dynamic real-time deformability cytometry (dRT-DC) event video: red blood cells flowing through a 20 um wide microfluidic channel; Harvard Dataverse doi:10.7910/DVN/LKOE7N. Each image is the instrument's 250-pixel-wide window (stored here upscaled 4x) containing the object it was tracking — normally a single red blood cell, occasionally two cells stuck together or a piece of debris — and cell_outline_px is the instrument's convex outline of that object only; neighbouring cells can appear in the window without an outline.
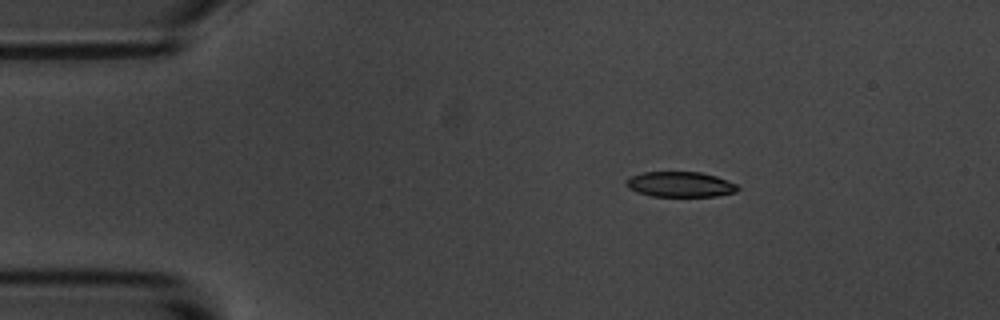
{"species": "common noctule bat (a hibernating species)", "species_latin": "Nyctalus noctula", "temperature_condition": "room temperature", "stored_images_in_passage": 4, "camera_frame_rate_fps": 3000, "um_per_image_px": 0.085, "animal": {"sex": "male", "body_mass_g": 20.1, "forearm_length_mm": 53.5}, "frame": {"image": 1, "passage_image": 2, "time_ms": 1.333, "image_size_px": [1000, 320], "cell_outline_px": [[740, 188], [736, 192], [716, 196], [652, 196], [636, 192], [628, 188], [624, 184], [624, 180], [628, 176], [644, 172], [700, 172], [716, 176], [736, 184]], "centroid_in_image_um": [57.76, 15.67], "position_along_channel_um": 27.2, "area_um2": 16.59}}
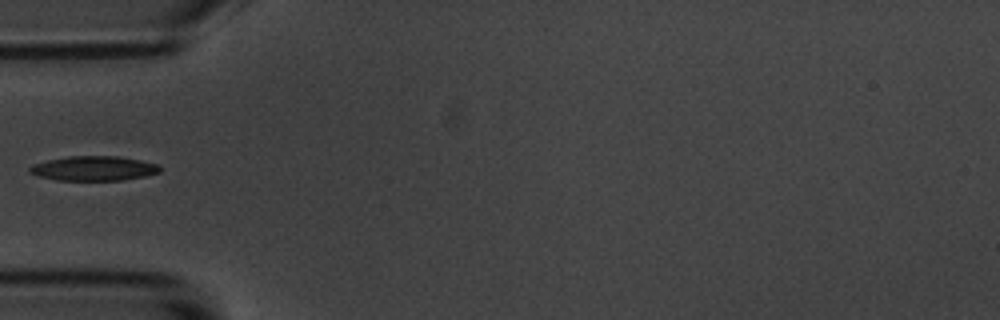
{"frame": {"image": 2, "passage_image": 4, "time_ms": 4.333, "image_size_px": [1000, 320], "cell_outline_px": [[160, 172], [144, 176], [120, 180], [56, 180], [40, 176], [28, 172], [28, 168], [36, 164], [48, 160], [68, 156], [120, 156], [160, 164]], "centroid_in_image_um": [8.0, 14.31], "position_along_channel_um": 77.0, "area_um2": 18.55}}